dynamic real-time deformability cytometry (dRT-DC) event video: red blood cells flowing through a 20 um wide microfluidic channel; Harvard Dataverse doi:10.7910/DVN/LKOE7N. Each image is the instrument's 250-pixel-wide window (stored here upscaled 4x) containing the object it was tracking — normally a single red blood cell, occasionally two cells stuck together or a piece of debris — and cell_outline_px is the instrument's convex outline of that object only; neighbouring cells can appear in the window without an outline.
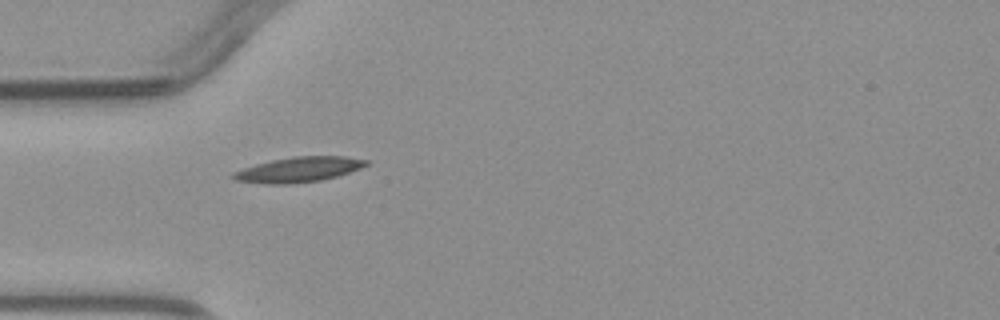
{"species": "common noctule bat (a hibernating species)", "species_latin": "Nyctalus noctula", "temperature_condition": "warm", "stored_images_in_passage": 4, "camera_frame_rate_fps": 3000, "um_per_image_px": 0.085, "animal": {"sex": "male", "body_mass_g": 23.1, "forearm_length_mm": 52.7}, "frame": {"image": 1, "passage_image": 3, "time_ms": 2.333, "image_size_px": [1000, 320], "cell_outline_px": [[368, 164], [360, 168], [336, 176], [320, 180], [284, 184], [268, 184], [236, 180], [228, 176], [232, 172], [256, 164], [272, 160], [292, 156], [344, 156], [368, 160]], "centroid_in_image_um": [25.34, 14.4], "position_along_channel_um": 59.7, "area_um2": 19.25}}
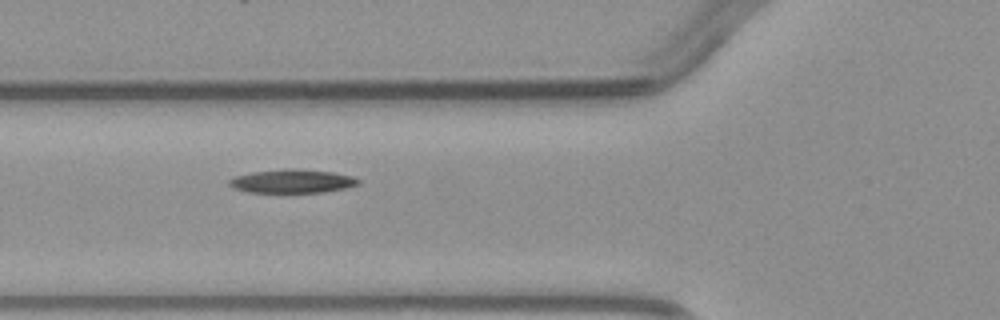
{"frame": {"image": 2, "passage_image": 4, "time_ms": 3.333, "image_size_px": [1000, 320], "cell_outline_px": [[360, 184], [348, 188], [324, 192], [248, 192], [236, 188], [228, 184], [228, 180], [232, 176], [252, 172], [284, 168], [292, 168], [332, 172], [352, 176], [360, 180]], "centroid_in_image_um": [24.85, 15.39], "position_along_channel_um": 101.0, "area_um2": 17.86}}